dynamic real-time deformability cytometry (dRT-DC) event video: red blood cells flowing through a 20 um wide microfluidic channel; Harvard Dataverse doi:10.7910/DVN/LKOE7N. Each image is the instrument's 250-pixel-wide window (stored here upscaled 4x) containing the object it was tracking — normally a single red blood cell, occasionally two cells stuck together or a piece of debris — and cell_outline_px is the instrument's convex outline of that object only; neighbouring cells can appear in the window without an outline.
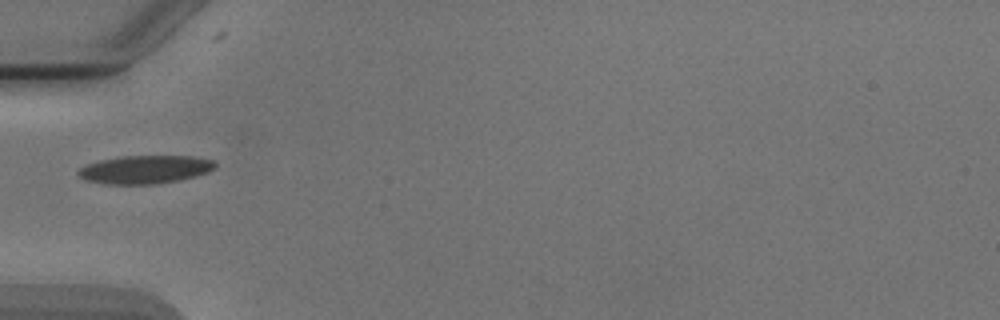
{"species": "Egyptian fruit bat (a non-hibernating species)", "species_latin": "Rousettus aegyptiacus", "temperature_condition": "cold", "stored_images_in_passage": 6, "camera_frame_rate_fps": 3000, "um_per_image_px": 0.085, "animal": {"sex": "male"}, "frame": {"image": 1, "passage_image": 4, "time_ms": 4.333, "image_size_px": [1000, 320], "cell_outline_px": [[216, 168], [208, 172], [196, 176], [180, 180], [156, 184], [104, 184], [84, 180], [76, 172], [80, 168], [88, 164], [100, 160], [120, 156], [192, 156], [216, 160]], "centroid_in_image_um": [12.36, 14.41], "position_along_channel_um": 72.6, "area_um2": 22.72}}
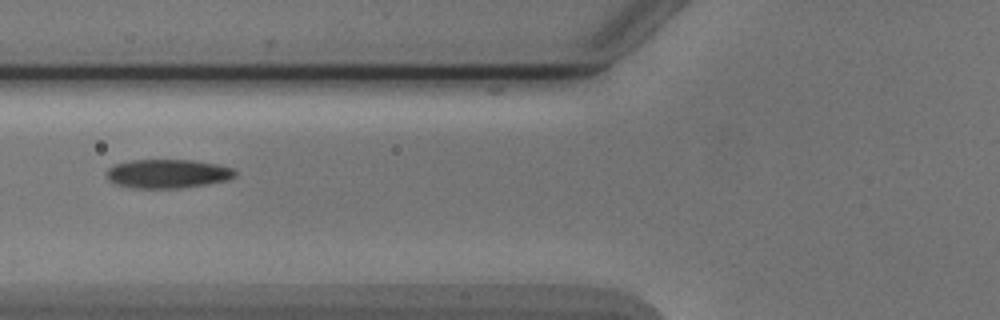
{"frame": {"image": 2, "passage_image": 5, "time_ms": 5.333, "image_size_px": [1000, 320], "cell_outline_px": [[236, 176], [228, 180], [208, 184], [180, 188], [128, 188], [116, 184], [108, 180], [104, 172], [108, 168], [116, 164], [132, 160], [192, 160], [216, 164], [232, 168], [236, 172]], "centroid_in_image_um": [14.22, 14.77], "position_along_channel_um": 111.6, "area_um2": 21.79}}